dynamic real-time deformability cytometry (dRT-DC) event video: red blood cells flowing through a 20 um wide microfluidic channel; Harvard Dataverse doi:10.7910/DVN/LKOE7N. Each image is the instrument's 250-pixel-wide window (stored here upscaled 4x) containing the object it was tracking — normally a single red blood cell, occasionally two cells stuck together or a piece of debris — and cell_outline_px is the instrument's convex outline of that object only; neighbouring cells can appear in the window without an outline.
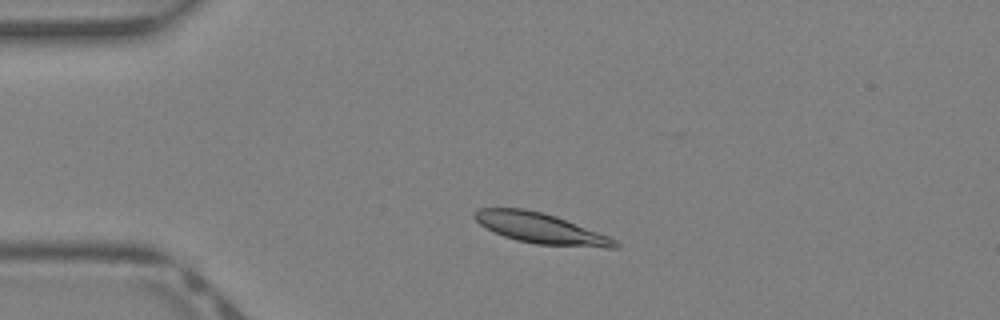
{"species": "Egyptian fruit bat (a non-hibernating species)", "species_latin": "Rousettus aegyptiacus", "temperature_condition": "warm", "stored_images_in_passage": 33, "camera_frame_rate_fps": 3000, "um_per_image_px": 0.085, "animal": {"sex": "female"}, "frame": {"image": 1, "passage_image": 2, "time_ms": 0.333, "image_size_px": [1000, 320], "cell_outline_px": [[620, 248], [604, 248], [536, 244], [516, 240], [504, 236], [480, 224], [472, 216], [472, 212], [480, 208], [524, 208], [556, 216], [608, 236], [616, 240], [620, 244]], "centroid_in_image_um": [45.97, 19.41], "position_along_channel_um": 39.0, "area_um2": 24.8}}
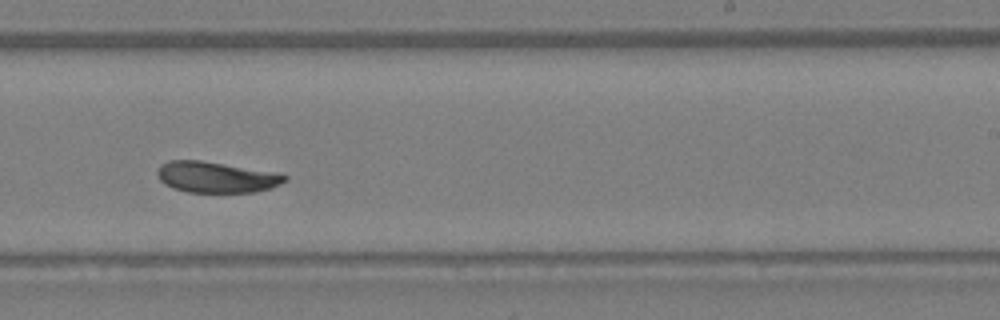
{"frame": {"image": 2, "passage_image": 18, "time_ms": 5.667, "image_size_px": [1000, 320], "cell_outline_px": [[288, 180], [272, 188], [256, 192], [188, 192], [172, 188], [164, 184], [160, 180], [156, 172], [160, 164], [168, 160], [200, 160], [276, 172], [288, 176]], "centroid_in_image_um": [18.38, 15.06], "position_along_channel_um": 270.6, "area_um2": 23.18}}
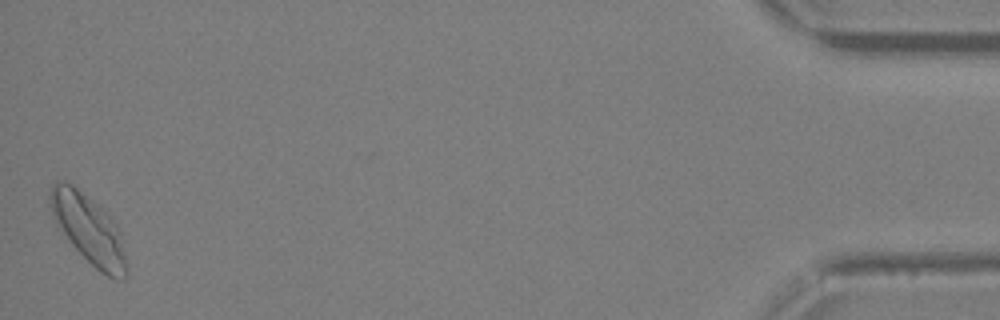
{"frame": {"image": 3, "passage_image": 33, "time_ms": 10.667, "image_size_px": [1000, 320], "cell_outline_px": [[128, 276], [124, 280], [112, 280], [100, 272], [72, 244], [56, 224], [52, 216], [48, 204], [48, 192], [56, 180], [64, 180], [72, 184], [100, 204], [112, 220], [120, 232], [128, 268]], "centroid_in_image_um": [7.53, 19.47], "position_along_channel_um": 427.7, "area_um2": 31.1}}